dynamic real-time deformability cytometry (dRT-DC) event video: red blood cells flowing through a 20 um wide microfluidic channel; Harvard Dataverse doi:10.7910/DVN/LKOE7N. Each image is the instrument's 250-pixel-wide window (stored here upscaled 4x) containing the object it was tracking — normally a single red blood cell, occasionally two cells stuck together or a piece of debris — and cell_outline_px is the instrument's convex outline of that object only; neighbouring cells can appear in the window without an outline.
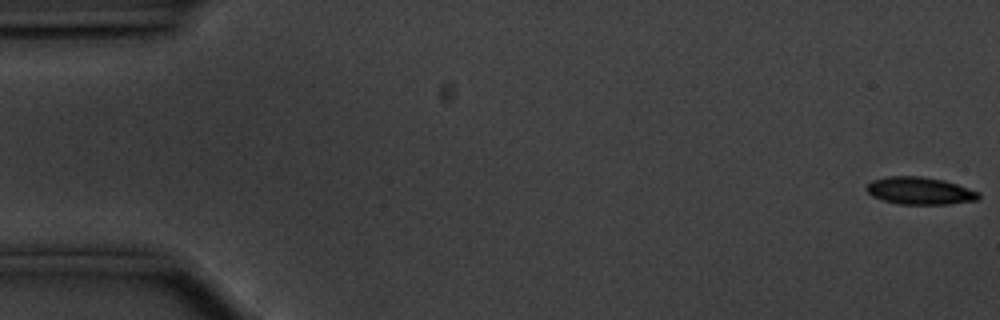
{"species": "common noctule bat (a hibernating species)", "species_latin": "Nyctalus noctula", "temperature_condition": "cold", "stored_images_in_passage": 56, "camera_frame_rate_fps": 3000, "um_per_image_px": 0.085, "animal": {"sex": "male", "body_mass_g": 20.1, "forearm_length_mm": 53.5}, "frame": {"image": 1, "passage_image": 1, "time_ms": 0.0, "image_size_px": [1000, 320], "cell_outline_px": [[980, 200], [948, 204], [900, 204], [884, 200], [872, 196], [864, 188], [872, 180], [888, 176], [920, 176], [944, 180], [980, 192]], "centroid_in_image_um": [78.2, 16.22], "position_along_channel_um": 6.8, "area_um2": 17.92}}
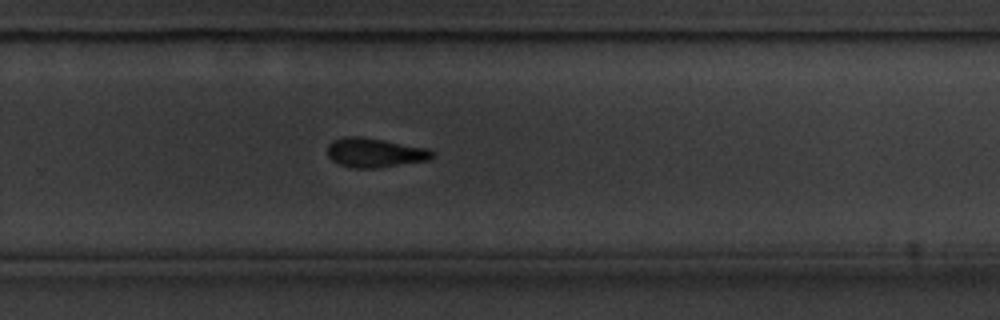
{"frame": {"image": 2, "passage_image": 37, "time_ms": 12.0, "image_size_px": [1000, 320], "cell_outline_px": [[436, 156], [428, 160], [376, 168], [352, 168], [340, 164], [332, 160], [328, 156], [328, 144], [332, 140], [344, 136], [360, 136], [384, 140], [428, 148], [436, 152]], "centroid_in_image_um": [31.88, 12.97], "position_along_channel_um": 297.9, "area_um2": 18.03}}
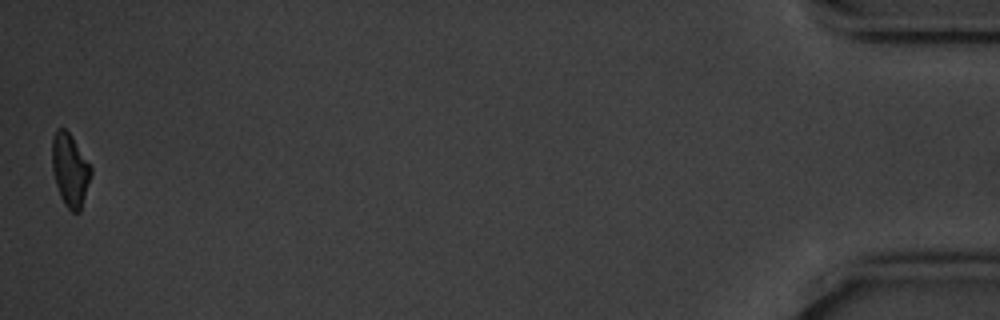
{"frame": {"image": 3, "passage_image": 56, "time_ms": 18.333, "image_size_px": [1000, 320], "cell_outline_px": [[92, 172], [80, 212], [72, 212], [64, 204], [60, 196], [52, 172], [52, 136], [56, 128], [64, 128], [72, 136], [92, 164]], "centroid_in_image_um": [5.96, 14.41], "position_along_channel_um": 429.2, "area_um2": 16.82}, "authors_computed_cell_mechanics": {"area_um2": 18.3515, "velocity_mm_per_s": 3.5518, "shape_relaxation_time_tau1_ms": 2.3244, "shape_relaxation_time_tau2_ms": null, "deformation_change_tau1": 0.1123, "deformation_change_tau2": null}}